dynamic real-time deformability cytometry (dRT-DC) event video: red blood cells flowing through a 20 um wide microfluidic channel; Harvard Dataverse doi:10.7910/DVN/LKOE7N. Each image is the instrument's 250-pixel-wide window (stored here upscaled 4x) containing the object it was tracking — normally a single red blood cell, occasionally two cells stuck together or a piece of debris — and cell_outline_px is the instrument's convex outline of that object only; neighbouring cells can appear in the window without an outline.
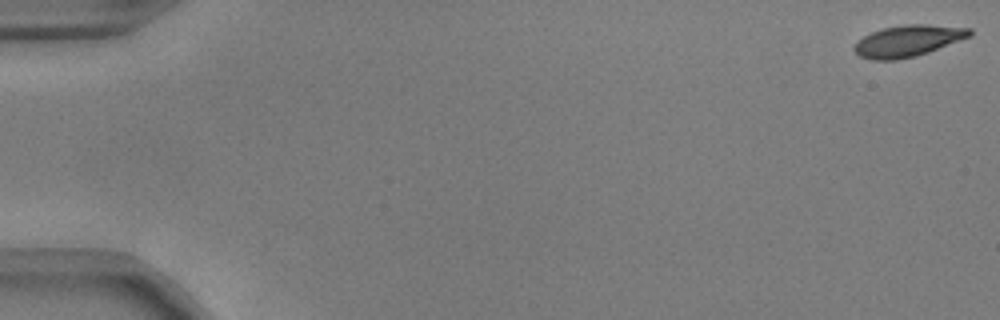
{"species": "common noctule bat (a hibernating species)", "species_latin": "Nyctalus noctula", "temperature_condition": "warm", "stored_images_in_passage": 44, "camera_frame_rate_fps": 3000, "um_per_image_px": 0.085, "animal": {"sex": "male", "body_mass_g": 17.9, "forearm_length_mm": 54.2}, "frame": {"image": 1, "passage_image": 1, "time_ms": 0.0, "image_size_px": [1000, 320], "cell_outline_px": [[972, 36], [928, 52], [916, 56], [896, 60], [872, 60], [860, 56], [852, 48], [856, 40], [872, 32], [884, 28], [904, 24], [928, 24], [972, 28]], "centroid_in_image_um": [77.18, 3.47], "position_along_channel_um": 7.8, "area_um2": 21.27}}
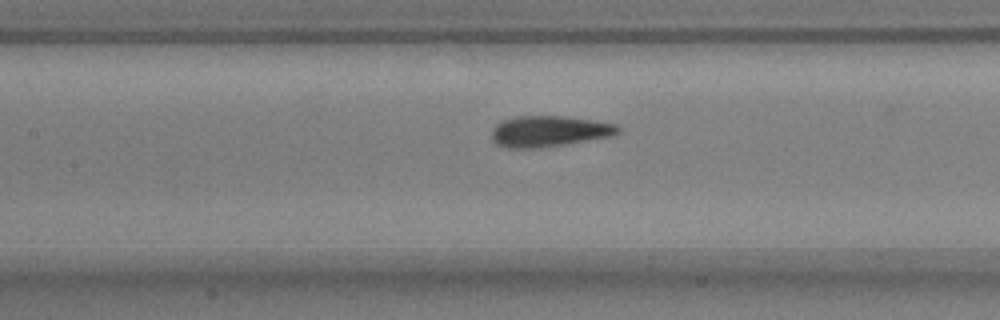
{"frame": {"image": 2, "passage_image": 26, "time_ms": 8.333, "image_size_px": [1000, 320], "cell_outline_px": [[620, 132], [612, 136], [540, 148], [508, 148], [496, 144], [492, 140], [492, 128], [496, 124], [504, 120], [516, 116], [564, 116], [596, 120], [616, 124], [620, 128]], "centroid_in_image_um": [46.67, 11.15], "position_along_channel_um": 160.7, "area_um2": 22.89}}
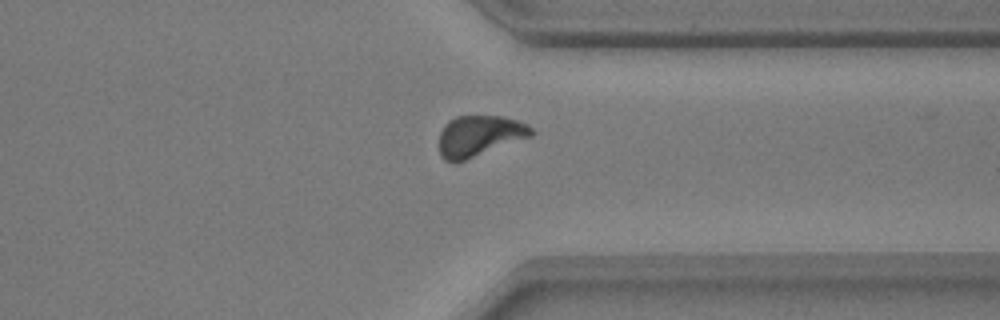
{"frame": {"image": 3, "passage_image": 43, "time_ms": 14.0, "image_size_px": [1000, 320], "cell_outline_px": [[536, 132], [532, 136], [456, 164], [452, 164], [444, 160], [440, 156], [440, 132], [444, 124], [448, 120], [456, 116], [504, 116], [528, 124]], "centroid_in_image_um": [40.74, 11.57], "position_along_channel_um": 370.7, "area_um2": 22.43}}